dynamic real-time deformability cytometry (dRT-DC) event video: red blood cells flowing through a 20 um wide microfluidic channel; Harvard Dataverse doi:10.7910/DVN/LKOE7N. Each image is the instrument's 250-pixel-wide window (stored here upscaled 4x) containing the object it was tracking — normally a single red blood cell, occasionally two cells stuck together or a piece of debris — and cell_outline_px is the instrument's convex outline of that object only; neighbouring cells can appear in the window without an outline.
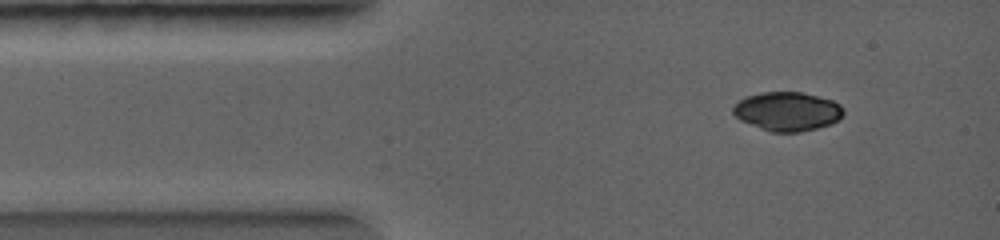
{"species": "common noctule bat (a hibernating species)", "species_latin": "Nyctalus noctula", "temperature_condition": "warm", "stored_images_in_passage": 23, "camera_frame_rate_fps": 5000, "um_per_image_px": 0.085, "animal": {"sex": "female", "body_mass_g": 19.0, "forearm_length_mm": 56.7}, "frame": {"image": 1, "passage_image": 1, "time_ms": 0.0, "image_size_px": [1000, 240], "cell_outline_px": [[844, 112], [832, 124], [800, 132], [772, 132], [760, 128], [740, 120], [732, 112], [732, 108], [744, 96], [760, 92], [800, 92], [832, 100], [840, 104], [844, 108]], "centroid_in_image_um": [66.91, 9.46], "position_along_channel_um": 18.1, "area_um2": 24.97}}